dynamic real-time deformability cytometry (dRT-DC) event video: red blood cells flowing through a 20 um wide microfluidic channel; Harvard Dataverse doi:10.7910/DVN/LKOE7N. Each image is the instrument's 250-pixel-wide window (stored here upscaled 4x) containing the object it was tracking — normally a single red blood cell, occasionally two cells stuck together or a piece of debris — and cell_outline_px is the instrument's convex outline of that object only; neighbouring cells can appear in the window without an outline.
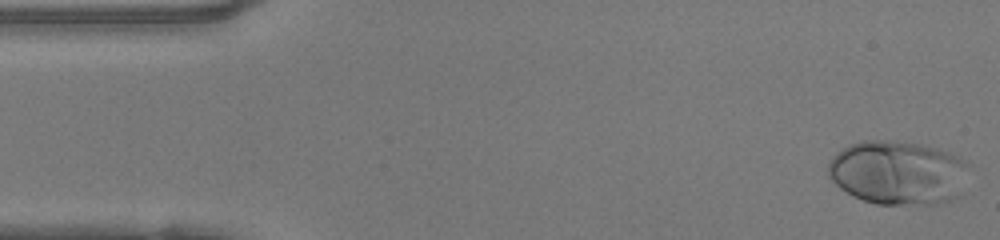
{"species": "human", "species_latin": "Homo sapiens", "temperature_condition": "warm", "stored_images_in_passage": 47, "camera_frame_rate_fps": 3000, "um_per_image_px": 0.085, "donor": {"sex": "female"}, "frame": {"image": 1, "passage_image": 1, "time_ms": 0.0, "image_size_px": [1000, 240], "cell_outline_px": [[972, 164], [960, 196], [952, 200], [940, 204], [876, 204], [864, 200], [840, 188], [828, 176], [828, 164], [832, 156], [836, 152], [848, 144], [860, 140], [888, 140], [924, 144], [960, 156], [968, 160]], "centroid_in_image_um": [76.39, 14.66], "position_along_channel_um": 8.6, "area_um2": 53.52}}
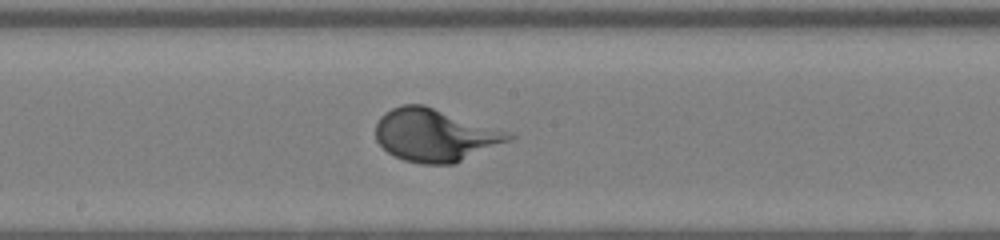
{"frame": {"image": 2, "passage_image": 24, "time_ms": 7.667, "image_size_px": [1000, 240], "cell_outline_px": [[516, 136], [512, 140], [456, 164], [420, 164], [404, 160], [388, 152], [376, 140], [376, 124], [380, 116], [384, 112], [400, 104], [424, 104]], "centroid_in_image_um": [36.93, 11.5], "position_along_channel_um": 211.3, "area_um2": 40.52}}
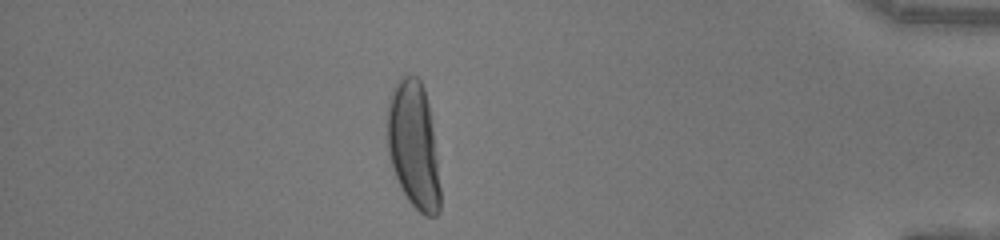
{"frame": {"image": 3, "passage_image": 41, "time_ms": 13.333, "image_size_px": [1000, 240], "cell_outline_px": [[440, 212], [436, 216], [424, 216], [408, 200], [400, 188], [392, 168], [388, 152], [388, 104], [392, 88], [400, 76], [416, 76], [420, 80], [424, 88], [428, 104], [432, 128], [440, 188]], "centroid_in_image_um": [35.14, 12.37], "position_along_channel_um": 400.1, "area_um2": 38.84}}